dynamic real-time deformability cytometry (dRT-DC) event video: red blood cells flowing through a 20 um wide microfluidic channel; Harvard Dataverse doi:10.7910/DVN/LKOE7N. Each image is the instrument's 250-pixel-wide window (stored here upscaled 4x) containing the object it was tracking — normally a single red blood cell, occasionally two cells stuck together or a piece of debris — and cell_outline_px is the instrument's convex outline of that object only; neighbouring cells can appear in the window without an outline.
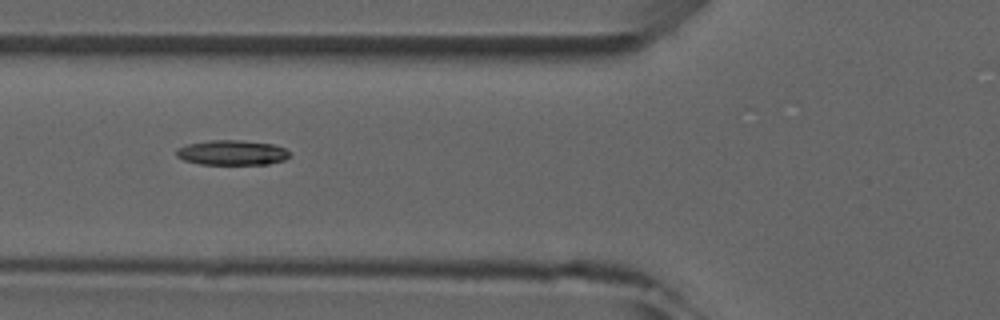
{"species": "common noctule bat (a hibernating species)", "species_latin": "Nyctalus noctula", "temperature_condition": "room temperature", "stored_images_in_passage": 8, "camera_frame_rate_fps": 3000, "um_per_image_px": 0.085, "animal": {"sex": "male", "forearm_length_mm": 52.5}, "frame": {"image": 1, "passage_image": 7, "time_ms": 7.0, "image_size_px": [1000, 320], "cell_outline_px": [[288, 156], [284, 160], [268, 164], [200, 164], [184, 160], [176, 156], [176, 148], [188, 144], [208, 140], [236, 140], [272, 144], [284, 148], [288, 152]], "centroid_in_image_um": [19.67, 12.97], "position_along_channel_um": 106.1, "area_um2": 16.3}}
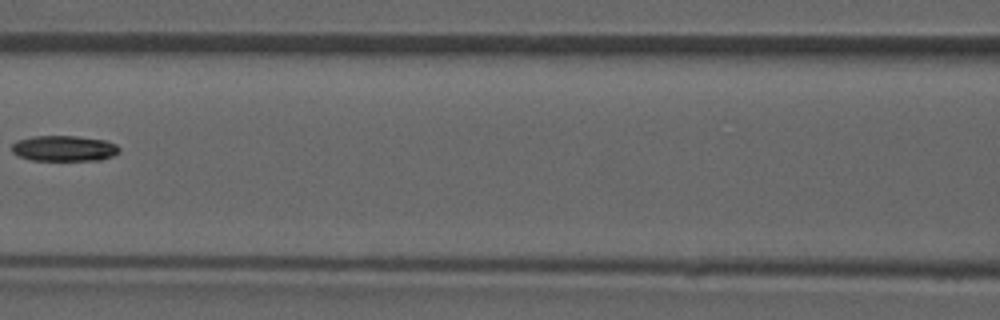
{"frame": {"image": 2, "passage_image": 8, "time_ms": 8.333, "image_size_px": [1000, 320], "cell_outline_px": [[120, 152], [112, 156], [100, 160], [32, 160], [20, 156], [12, 152], [12, 144], [16, 140], [32, 136], [76, 136], [104, 140], [116, 144], [120, 148]], "centroid_in_image_um": [5.45, 12.61], "position_along_channel_um": 161.2, "area_um2": 16.07}}